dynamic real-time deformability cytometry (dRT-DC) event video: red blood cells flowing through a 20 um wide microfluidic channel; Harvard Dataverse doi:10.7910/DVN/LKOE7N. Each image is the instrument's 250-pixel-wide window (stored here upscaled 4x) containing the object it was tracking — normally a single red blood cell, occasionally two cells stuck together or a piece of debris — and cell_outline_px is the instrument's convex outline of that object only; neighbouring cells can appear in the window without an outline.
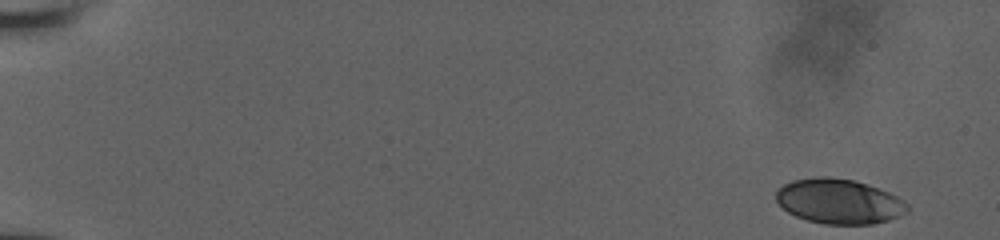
{"species": "human", "species_latin": "Homo sapiens", "temperature_condition": "room temperature", "stored_images_in_passage": 18, "camera_frame_rate_fps": 3000, "um_per_image_px": 0.085, "donor": {"sex": "male"}, "frame": {"image": 1, "passage_image": 1, "time_ms": 0.0, "image_size_px": [1000, 240], "cell_outline_px": [[908, 212], [900, 216], [888, 220], [872, 224], [824, 224], [808, 220], [796, 216], [788, 212], [776, 200], [776, 192], [784, 184], [792, 180], [816, 176], [828, 176], [852, 180], [888, 192], [904, 200], [908, 204]], "centroid_in_image_um": [71.32, 17.12], "position_along_channel_um": 13.7, "area_um2": 34.16}}
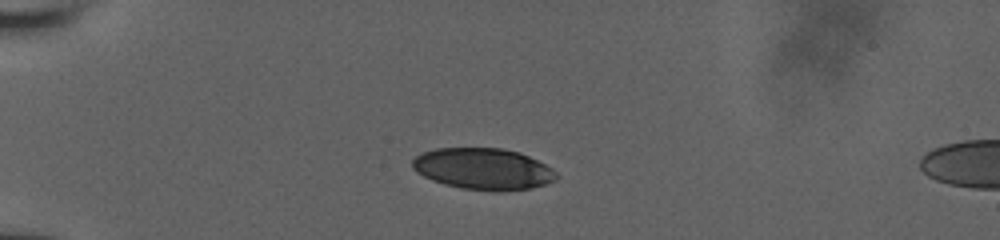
{"frame": {"image": 2, "passage_image": 14, "time_ms": 4.333, "image_size_px": [1000, 240], "cell_outline_px": [[560, 176], [556, 180], [532, 188], [496, 192], [460, 188], [444, 184], [432, 180], [416, 172], [412, 168], [412, 160], [416, 156], [424, 152], [436, 148], [504, 148], [520, 152], [552, 168]], "centroid_in_image_um": [41.08, 14.36], "position_along_channel_um": 43.9, "area_um2": 34.97}}